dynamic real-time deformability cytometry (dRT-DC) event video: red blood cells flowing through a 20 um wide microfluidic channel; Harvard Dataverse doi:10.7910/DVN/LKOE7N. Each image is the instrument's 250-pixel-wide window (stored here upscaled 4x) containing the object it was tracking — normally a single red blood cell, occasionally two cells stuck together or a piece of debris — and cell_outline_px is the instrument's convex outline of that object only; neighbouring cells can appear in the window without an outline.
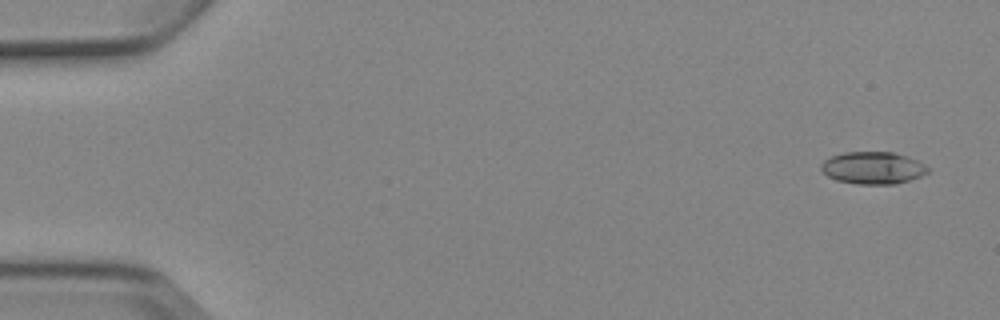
{"species": "Egyptian fruit bat (a non-hibernating species)", "species_latin": "Rousettus aegyptiacus", "temperature_condition": "cold", "stored_images_in_passage": 4, "camera_frame_rate_fps": 3000, "um_per_image_px": 0.085, "animal": {"sex": "female"}, "frame": {"image": 1, "passage_image": 1, "time_ms": 0.0, "image_size_px": [1000, 320], "cell_outline_px": [[928, 172], [920, 176], [896, 184], [856, 184], [836, 180], [828, 176], [820, 168], [820, 164], [824, 160], [832, 156], [844, 152], [892, 152], [908, 156], [924, 164], [928, 168]], "centroid_in_image_um": [74.18, 14.27], "position_along_channel_um": 10.8, "area_um2": 20.0}}
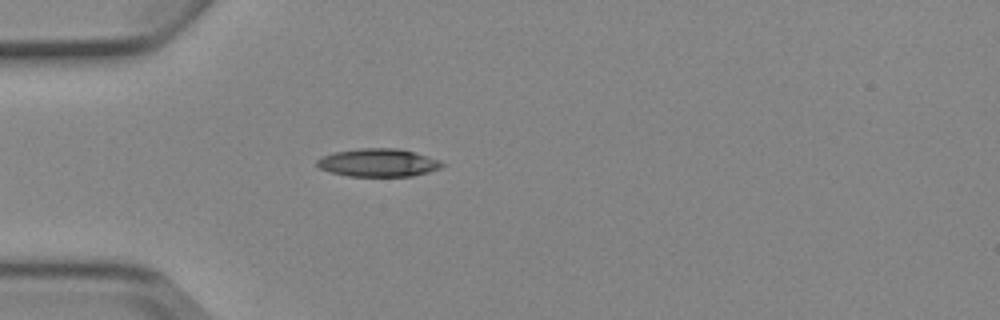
{"frame": {"image": 2, "passage_image": 4, "time_ms": 4.333, "image_size_px": [1000, 320], "cell_outline_px": [[444, 164], [440, 168], [428, 172], [412, 176], [348, 176], [332, 172], [320, 168], [316, 164], [316, 160], [324, 156], [336, 152], [360, 148], [396, 148], [412, 152], [440, 160]], "centroid_in_image_um": [32.15, 13.83], "position_along_channel_um": 52.9, "area_um2": 20.11}}